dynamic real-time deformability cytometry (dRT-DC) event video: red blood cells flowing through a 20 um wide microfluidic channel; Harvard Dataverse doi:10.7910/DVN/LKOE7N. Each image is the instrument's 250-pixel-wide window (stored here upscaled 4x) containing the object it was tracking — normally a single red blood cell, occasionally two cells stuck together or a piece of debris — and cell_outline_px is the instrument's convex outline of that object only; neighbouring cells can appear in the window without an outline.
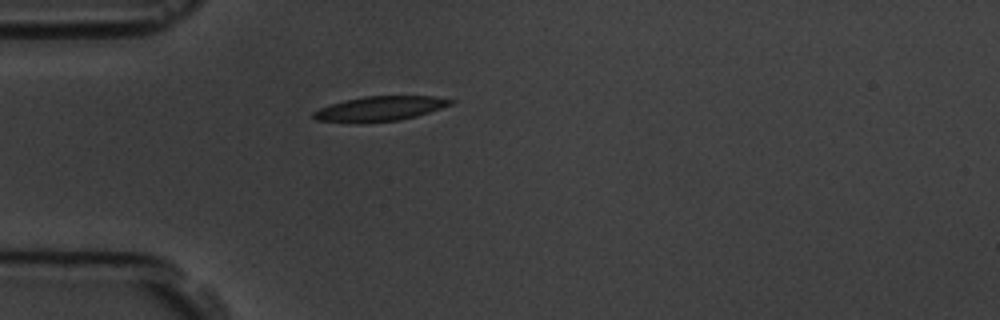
{"species": "common noctule bat (a hibernating species)", "species_latin": "Nyctalus noctula", "temperature_condition": "room temperature", "stored_images_in_passage": 4, "camera_frame_rate_fps": 3000, "um_per_image_px": 0.085, "animal": {"sex": "male", "body_mass_g": 19.5, "forearm_length_mm": 54.6}, "frame": {"image": 1, "passage_image": 4, "time_ms": 3.667, "image_size_px": [1000, 320], "cell_outline_px": [[456, 100], [452, 104], [416, 116], [400, 120], [316, 120], [312, 116], [312, 112], [320, 108], [344, 100], [364, 96], [432, 96]], "centroid_in_image_um": [32.37, 9.18], "position_along_channel_um": 52.6, "area_um2": 18.73}}